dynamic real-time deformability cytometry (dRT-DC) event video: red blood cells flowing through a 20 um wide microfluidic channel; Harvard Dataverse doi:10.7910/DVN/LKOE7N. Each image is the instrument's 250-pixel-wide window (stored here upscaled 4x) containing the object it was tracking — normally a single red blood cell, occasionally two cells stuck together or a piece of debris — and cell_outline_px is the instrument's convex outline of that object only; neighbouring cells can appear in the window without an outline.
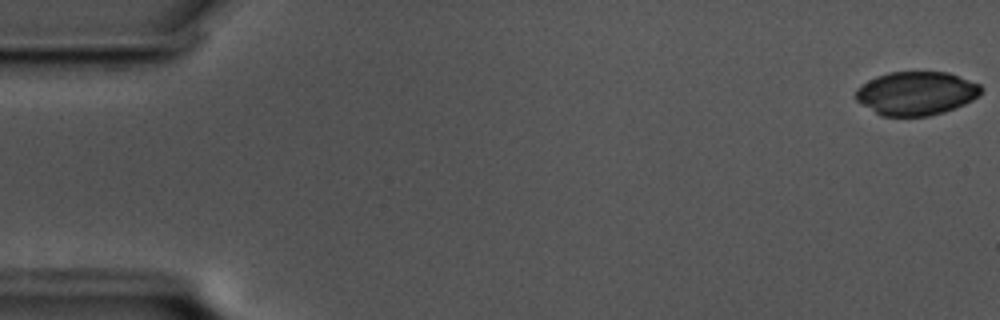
{"species": "common noctule bat (a hibernating species)", "species_latin": "Nyctalus noctula", "temperature_condition": "cold", "stored_images_in_passage": 58, "camera_frame_rate_fps": 3000, "um_per_image_px": 0.085, "animal": {"sex": "male", "body_mass_g": 17.5, "forearm_length_mm": 52.3}, "frame": {"image": 1, "passage_image": 1, "time_ms": 0.0, "image_size_px": [1000, 320], "cell_outline_px": [[984, 88], [972, 100], [964, 104], [944, 112], [928, 116], [880, 116], [856, 100], [856, 88], [868, 80], [876, 76], [888, 72], [948, 72], [980, 84]], "centroid_in_image_um": [77.86, 7.93], "position_along_channel_um": 7.1, "area_um2": 31.85}}